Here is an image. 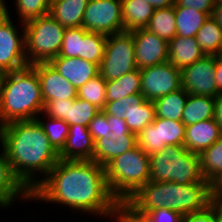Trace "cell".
<instances>
[{"mask_svg":"<svg viewBox=\"0 0 222 222\" xmlns=\"http://www.w3.org/2000/svg\"><path fill=\"white\" fill-rule=\"evenodd\" d=\"M123 31L145 28L155 8L145 0H121Z\"/></svg>","mask_w":222,"mask_h":222,"instance_id":"obj_24","label":"cell"},{"mask_svg":"<svg viewBox=\"0 0 222 222\" xmlns=\"http://www.w3.org/2000/svg\"><path fill=\"white\" fill-rule=\"evenodd\" d=\"M145 28L170 42L177 34L174 5L155 9Z\"/></svg>","mask_w":222,"mask_h":222,"instance_id":"obj_31","label":"cell"},{"mask_svg":"<svg viewBox=\"0 0 222 222\" xmlns=\"http://www.w3.org/2000/svg\"><path fill=\"white\" fill-rule=\"evenodd\" d=\"M186 126L182 121L156 117L137 136V145L148 155L168 145L184 146Z\"/></svg>","mask_w":222,"mask_h":222,"instance_id":"obj_11","label":"cell"},{"mask_svg":"<svg viewBox=\"0 0 222 222\" xmlns=\"http://www.w3.org/2000/svg\"><path fill=\"white\" fill-rule=\"evenodd\" d=\"M30 200L62 205L61 210L75 211L72 216L80 212L102 222L114 218L119 205L109 191L105 168L93 160H59L30 193Z\"/></svg>","mask_w":222,"mask_h":222,"instance_id":"obj_1","label":"cell"},{"mask_svg":"<svg viewBox=\"0 0 222 222\" xmlns=\"http://www.w3.org/2000/svg\"><path fill=\"white\" fill-rule=\"evenodd\" d=\"M141 93V72L135 69L120 78L106 82V101L121 100L132 94Z\"/></svg>","mask_w":222,"mask_h":222,"instance_id":"obj_28","label":"cell"},{"mask_svg":"<svg viewBox=\"0 0 222 222\" xmlns=\"http://www.w3.org/2000/svg\"><path fill=\"white\" fill-rule=\"evenodd\" d=\"M175 5L193 8L211 16L212 10L215 6V0H175Z\"/></svg>","mask_w":222,"mask_h":222,"instance_id":"obj_43","label":"cell"},{"mask_svg":"<svg viewBox=\"0 0 222 222\" xmlns=\"http://www.w3.org/2000/svg\"><path fill=\"white\" fill-rule=\"evenodd\" d=\"M113 221H114V222H118L115 218H112L111 221H110V220H109V221L107 220V222H113Z\"/></svg>","mask_w":222,"mask_h":222,"instance_id":"obj_52","label":"cell"},{"mask_svg":"<svg viewBox=\"0 0 222 222\" xmlns=\"http://www.w3.org/2000/svg\"><path fill=\"white\" fill-rule=\"evenodd\" d=\"M107 36L89 32L82 40L81 59L96 64L102 62Z\"/></svg>","mask_w":222,"mask_h":222,"instance_id":"obj_36","label":"cell"},{"mask_svg":"<svg viewBox=\"0 0 222 222\" xmlns=\"http://www.w3.org/2000/svg\"><path fill=\"white\" fill-rule=\"evenodd\" d=\"M141 94L146 100L155 101L181 87V70L166 61L140 69Z\"/></svg>","mask_w":222,"mask_h":222,"instance_id":"obj_13","label":"cell"},{"mask_svg":"<svg viewBox=\"0 0 222 222\" xmlns=\"http://www.w3.org/2000/svg\"><path fill=\"white\" fill-rule=\"evenodd\" d=\"M215 3H222V0H215Z\"/></svg>","mask_w":222,"mask_h":222,"instance_id":"obj_53","label":"cell"},{"mask_svg":"<svg viewBox=\"0 0 222 222\" xmlns=\"http://www.w3.org/2000/svg\"><path fill=\"white\" fill-rule=\"evenodd\" d=\"M137 139H106L105 137L94 141L93 161L105 167L111 160L134 148Z\"/></svg>","mask_w":222,"mask_h":222,"instance_id":"obj_27","label":"cell"},{"mask_svg":"<svg viewBox=\"0 0 222 222\" xmlns=\"http://www.w3.org/2000/svg\"><path fill=\"white\" fill-rule=\"evenodd\" d=\"M17 20L26 23L34 18L48 15L50 0H12Z\"/></svg>","mask_w":222,"mask_h":222,"instance_id":"obj_35","label":"cell"},{"mask_svg":"<svg viewBox=\"0 0 222 222\" xmlns=\"http://www.w3.org/2000/svg\"><path fill=\"white\" fill-rule=\"evenodd\" d=\"M36 72L40 81L41 94L44 104L51 100H74L78 90L49 62H41L30 65Z\"/></svg>","mask_w":222,"mask_h":222,"instance_id":"obj_16","label":"cell"},{"mask_svg":"<svg viewBox=\"0 0 222 222\" xmlns=\"http://www.w3.org/2000/svg\"><path fill=\"white\" fill-rule=\"evenodd\" d=\"M30 204V192L14 176L7 160L5 150L0 145V210L8 209L16 205V201ZM12 206V207H11ZM1 213V211H0Z\"/></svg>","mask_w":222,"mask_h":222,"instance_id":"obj_17","label":"cell"},{"mask_svg":"<svg viewBox=\"0 0 222 222\" xmlns=\"http://www.w3.org/2000/svg\"><path fill=\"white\" fill-rule=\"evenodd\" d=\"M214 97L189 94L182 115L185 126L214 118Z\"/></svg>","mask_w":222,"mask_h":222,"instance_id":"obj_26","label":"cell"},{"mask_svg":"<svg viewBox=\"0 0 222 222\" xmlns=\"http://www.w3.org/2000/svg\"><path fill=\"white\" fill-rule=\"evenodd\" d=\"M88 33L83 26L66 28L60 53L56 57L81 58L82 40Z\"/></svg>","mask_w":222,"mask_h":222,"instance_id":"obj_37","label":"cell"},{"mask_svg":"<svg viewBox=\"0 0 222 222\" xmlns=\"http://www.w3.org/2000/svg\"><path fill=\"white\" fill-rule=\"evenodd\" d=\"M213 203L222 212V187L220 185L213 187Z\"/></svg>","mask_w":222,"mask_h":222,"instance_id":"obj_46","label":"cell"},{"mask_svg":"<svg viewBox=\"0 0 222 222\" xmlns=\"http://www.w3.org/2000/svg\"><path fill=\"white\" fill-rule=\"evenodd\" d=\"M102 111L106 115L124 118L129 130L136 136L156 118L154 102L146 100L141 93L107 101Z\"/></svg>","mask_w":222,"mask_h":222,"instance_id":"obj_10","label":"cell"},{"mask_svg":"<svg viewBox=\"0 0 222 222\" xmlns=\"http://www.w3.org/2000/svg\"><path fill=\"white\" fill-rule=\"evenodd\" d=\"M219 56H221V57H222V48H221V51H220V53H219Z\"/></svg>","mask_w":222,"mask_h":222,"instance_id":"obj_54","label":"cell"},{"mask_svg":"<svg viewBox=\"0 0 222 222\" xmlns=\"http://www.w3.org/2000/svg\"><path fill=\"white\" fill-rule=\"evenodd\" d=\"M1 145L14 176L30 193L60 160L36 119L3 125Z\"/></svg>","mask_w":222,"mask_h":222,"instance_id":"obj_2","label":"cell"},{"mask_svg":"<svg viewBox=\"0 0 222 222\" xmlns=\"http://www.w3.org/2000/svg\"><path fill=\"white\" fill-rule=\"evenodd\" d=\"M222 133L214 118L186 126L184 147L192 153L201 154L212 146Z\"/></svg>","mask_w":222,"mask_h":222,"instance_id":"obj_20","label":"cell"},{"mask_svg":"<svg viewBox=\"0 0 222 222\" xmlns=\"http://www.w3.org/2000/svg\"><path fill=\"white\" fill-rule=\"evenodd\" d=\"M174 9L177 36L195 37L203 23L210 17L205 12H201L193 8L176 6L175 4Z\"/></svg>","mask_w":222,"mask_h":222,"instance_id":"obj_30","label":"cell"},{"mask_svg":"<svg viewBox=\"0 0 222 222\" xmlns=\"http://www.w3.org/2000/svg\"><path fill=\"white\" fill-rule=\"evenodd\" d=\"M83 27L105 36L122 32L121 0H90L84 12Z\"/></svg>","mask_w":222,"mask_h":222,"instance_id":"obj_12","label":"cell"},{"mask_svg":"<svg viewBox=\"0 0 222 222\" xmlns=\"http://www.w3.org/2000/svg\"><path fill=\"white\" fill-rule=\"evenodd\" d=\"M9 9L7 7L6 12L0 15V74L29 66L25 52L24 23L13 21V9L12 12Z\"/></svg>","mask_w":222,"mask_h":222,"instance_id":"obj_8","label":"cell"},{"mask_svg":"<svg viewBox=\"0 0 222 222\" xmlns=\"http://www.w3.org/2000/svg\"><path fill=\"white\" fill-rule=\"evenodd\" d=\"M49 63L77 90L99 74V67L96 64L79 57H55Z\"/></svg>","mask_w":222,"mask_h":222,"instance_id":"obj_18","label":"cell"},{"mask_svg":"<svg viewBox=\"0 0 222 222\" xmlns=\"http://www.w3.org/2000/svg\"><path fill=\"white\" fill-rule=\"evenodd\" d=\"M100 112V109L92 103L80 98L74 99L73 104H69L68 125L80 124L88 127L90 121Z\"/></svg>","mask_w":222,"mask_h":222,"instance_id":"obj_38","label":"cell"},{"mask_svg":"<svg viewBox=\"0 0 222 222\" xmlns=\"http://www.w3.org/2000/svg\"><path fill=\"white\" fill-rule=\"evenodd\" d=\"M183 222H215V204L212 202L201 211L183 216Z\"/></svg>","mask_w":222,"mask_h":222,"instance_id":"obj_42","label":"cell"},{"mask_svg":"<svg viewBox=\"0 0 222 222\" xmlns=\"http://www.w3.org/2000/svg\"><path fill=\"white\" fill-rule=\"evenodd\" d=\"M94 141L88 127L69 126L66 143L59 152L60 160H93Z\"/></svg>","mask_w":222,"mask_h":222,"instance_id":"obj_19","label":"cell"},{"mask_svg":"<svg viewBox=\"0 0 222 222\" xmlns=\"http://www.w3.org/2000/svg\"><path fill=\"white\" fill-rule=\"evenodd\" d=\"M196 41L204 55H219L222 48V28L209 17L198 30Z\"/></svg>","mask_w":222,"mask_h":222,"instance_id":"obj_32","label":"cell"},{"mask_svg":"<svg viewBox=\"0 0 222 222\" xmlns=\"http://www.w3.org/2000/svg\"><path fill=\"white\" fill-rule=\"evenodd\" d=\"M150 156V180L176 182L181 185L206 181L201 171V158L184 146L168 145Z\"/></svg>","mask_w":222,"mask_h":222,"instance_id":"obj_6","label":"cell"},{"mask_svg":"<svg viewBox=\"0 0 222 222\" xmlns=\"http://www.w3.org/2000/svg\"><path fill=\"white\" fill-rule=\"evenodd\" d=\"M201 171L204 179L212 186L222 183V135L201 154Z\"/></svg>","mask_w":222,"mask_h":222,"instance_id":"obj_25","label":"cell"},{"mask_svg":"<svg viewBox=\"0 0 222 222\" xmlns=\"http://www.w3.org/2000/svg\"><path fill=\"white\" fill-rule=\"evenodd\" d=\"M184 88L164 95L154 101L156 117L173 121H182L184 106L188 98Z\"/></svg>","mask_w":222,"mask_h":222,"instance_id":"obj_29","label":"cell"},{"mask_svg":"<svg viewBox=\"0 0 222 222\" xmlns=\"http://www.w3.org/2000/svg\"><path fill=\"white\" fill-rule=\"evenodd\" d=\"M213 202V187L207 181L181 185L176 182L150 180L124 203L135 213L169 208L182 216L201 211Z\"/></svg>","mask_w":222,"mask_h":222,"instance_id":"obj_3","label":"cell"},{"mask_svg":"<svg viewBox=\"0 0 222 222\" xmlns=\"http://www.w3.org/2000/svg\"><path fill=\"white\" fill-rule=\"evenodd\" d=\"M150 222H183V216L169 208H159L145 215Z\"/></svg>","mask_w":222,"mask_h":222,"instance_id":"obj_40","label":"cell"},{"mask_svg":"<svg viewBox=\"0 0 222 222\" xmlns=\"http://www.w3.org/2000/svg\"><path fill=\"white\" fill-rule=\"evenodd\" d=\"M138 69L168 61L169 42L146 28L132 31Z\"/></svg>","mask_w":222,"mask_h":222,"instance_id":"obj_15","label":"cell"},{"mask_svg":"<svg viewBox=\"0 0 222 222\" xmlns=\"http://www.w3.org/2000/svg\"><path fill=\"white\" fill-rule=\"evenodd\" d=\"M44 109L37 72L29 65L0 76V122L33 120Z\"/></svg>","mask_w":222,"mask_h":222,"instance_id":"obj_4","label":"cell"},{"mask_svg":"<svg viewBox=\"0 0 222 222\" xmlns=\"http://www.w3.org/2000/svg\"><path fill=\"white\" fill-rule=\"evenodd\" d=\"M137 68L132 31H122L107 36L99 74L106 80L120 78Z\"/></svg>","mask_w":222,"mask_h":222,"instance_id":"obj_9","label":"cell"},{"mask_svg":"<svg viewBox=\"0 0 222 222\" xmlns=\"http://www.w3.org/2000/svg\"><path fill=\"white\" fill-rule=\"evenodd\" d=\"M74 100H51L44 104L43 113L51 118L64 120L68 124L69 104H73Z\"/></svg>","mask_w":222,"mask_h":222,"instance_id":"obj_39","label":"cell"},{"mask_svg":"<svg viewBox=\"0 0 222 222\" xmlns=\"http://www.w3.org/2000/svg\"><path fill=\"white\" fill-rule=\"evenodd\" d=\"M90 0L50 1L49 15L64 28L83 26V16Z\"/></svg>","mask_w":222,"mask_h":222,"instance_id":"obj_22","label":"cell"},{"mask_svg":"<svg viewBox=\"0 0 222 222\" xmlns=\"http://www.w3.org/2000/svg\"><path fill=\"white\" fill-rule=\"evenodd\" d=\"M215 222H222V212L215 205Z\"/></svg>","mask_w":222,"mask_h":222,"instance_id":"obj_50","label":"cell"},{"mask_svg":"<svg viewBox=\"0 0 222 222\" xmlns=\"http://www.w3.org/2000/svg\"><path fill=\"white\" fill-rule=\"evenodd\" d=\"M93 141L105 137L106 139H137L129 130L124 118L106 115L102 110L90 121L88 126Z\"/></svg>","mask_w":222,"mask_h":222,"instance_id":"obj_21","label":"cell"},{"mask_svg":"<svg viewBox=\"0 0 222 222\" xmlns=\"http://www.w3.org/2000/svg\"><path fill=\"white\" fill-rule=\"evenodd\" d=\"M2 129H3V124L0 122V145L2 141Z\"/></svg>","mask_w":222,"mask_h":222,"instance_id":"obj_51","label":"cell"},{"mask_svg":"<svg viewBox=\"0 0 222 222\" xmlns=\"http://www.w3.org/2000/svg\"><path fill=\"white\" fill-rule=\"evenodd\" d=\"M7 0H0V15L4 14L6 12V9L8 7Z\"/></svg>","mask_w":222,"mask_h":222,"instance_id":"obj_49","label":"cell"},{"mask_svg":"<svg viewBox=\"0 0 222 222\" xmlns=\"http://www.w3.org/2000/svg\"><path fill=\"white\" fill-rule=\"evenodd\" d=\"M216 56L204 55L192 65L181 69V87L188 94L216 97L218 89L215 81Z\"/></svg>","mask_w":222,"mask_h":222,"instance_id":"obj_14","label":"cell"},{"mask_svg":"<svg viewBox=\"0 0 222 222\" xmlns=\"http://www.w3.org/2000/svg\"><path fill=\"white\" fill-rule=\"evenodd\" d=\"M35 119L47 135L50 144L59 153L66 143L69 133V125L64 120L51 118L43 112H41Z\"/></svg>","mask_w":222,"mask_h":222,"instance_id":"obj_33","label":"cell"},{"mask_svg":"<svg viewBox=\"0 0 222 222\" xmlns=\"http://www.w3.org/2000/svg\"><path fill=\"white\" fill-rule=\"evenodd\" d=\"M114 218L118 222H150L146 216L135 213L125 203H119Z\"/></svg>","mask_w":222,"mask_h":222,"instance_id":"obj_41","label":"cell"},{"mask_svg":"<svg viewBox=\"0 0 222 222\" xmlns=\"http://www.w3.org/2000/svg\"><path fill=\"white\" fill-rule=\"evenodd\" d=\"M106 80L100 74L87 81L78 89L77 97L103 110L106 104Z\"/></svg>","mask_w":222,"mask_h":222,"instance_id":"obj_34","label":"cell"},{"mask_svg":"<svg viewBox=\"0 0 222 222\" xmlns=\"http://www.w3.org/2000/svg\"><path fill=\"white\" fill-rule=\"evenodd\" d=\"M155 9L167 8L175 4V0H145Z\"/></svg>","mask_w":222,"mask_h":222,"instance_id":"obj_48","label":"cell"},{"mask_svg":"<svg viewBox=\"0 0 222 222\" xmlns=\"http://www.w3.org/2000/svg\"><path fill=\"white\" fill-rule=\"evenodd\" d=\"M109 191L124 203L150 181V156L138 145L111 160L105 167Z\"/></svg>","mask_w":222,"mask_h":222,"instance_id":"obj_5","label":"cell"},{"mask_svg":"<svg viewBox=\"0 0 222 222\" xmlns=\"http://www.w3.org/2000/svg\"><path fill=\"white\" fill-rule=\"evenodd\" d=\"M203 56L204 53L201 51L195 37L176 35L169 42L168 61L180 70L192 65Z\"/></svg>","mask_w":222,"mask_h":222,"instance_id":"obj_23","label":"cell"},{"mask_svg":"<svg viewBox=\"0 0 222 222\" xmlns=\"http://www.w3.org/2000/svg\"><path fill=\"white\" fill-rule=\"evenodd\" d=\"M215 77L218 94H220L222 93V57L219 55H216Z\"/></svg>","mask_w":222,"mask_h":222,"instance_id":"obj_45","label":"cell"},{"mask_svg":"<svg viewBox=\"0 0 222 222\" xmlns=\"http://www.w3.org/2000/svg\"><path fill=\"white\" fill-rule=\"evenodd\" d=\"M25 52L29 65L49 62L60 53L66 28L49 14L24 23Z\"/></svg>","mask_w":222,"mask_h":222,"instance_id":"obj_7","label":"cell"},{"mask_svg":"<svg viewBox=\"0 0 222 222\" xmlns=\"http://www.w3.org/2000/svg\"><path fill=\"white\" fill-rule=\"evenodd\" d=\"M210 17L222 28V3H215Z\"/></svg>","mask_w":222,"mask_h":222,"instance_id":"obj_47","label":"cell"},{"mask_svg":"<svg viewBox=\"0 0 222 222\" xmlns=\"http://www.w3.org/2000/svg\"><path fill=\"white\" fill-rule=\"evenodd\" d=\"M214 105V119L216 123L219 125L220 131L222 133V93L218 94L215 98Z\"/></svg>","mask_w":222,"mask_h":222,"instance_id":"obj_44","label":"cell"}]
</instances>
